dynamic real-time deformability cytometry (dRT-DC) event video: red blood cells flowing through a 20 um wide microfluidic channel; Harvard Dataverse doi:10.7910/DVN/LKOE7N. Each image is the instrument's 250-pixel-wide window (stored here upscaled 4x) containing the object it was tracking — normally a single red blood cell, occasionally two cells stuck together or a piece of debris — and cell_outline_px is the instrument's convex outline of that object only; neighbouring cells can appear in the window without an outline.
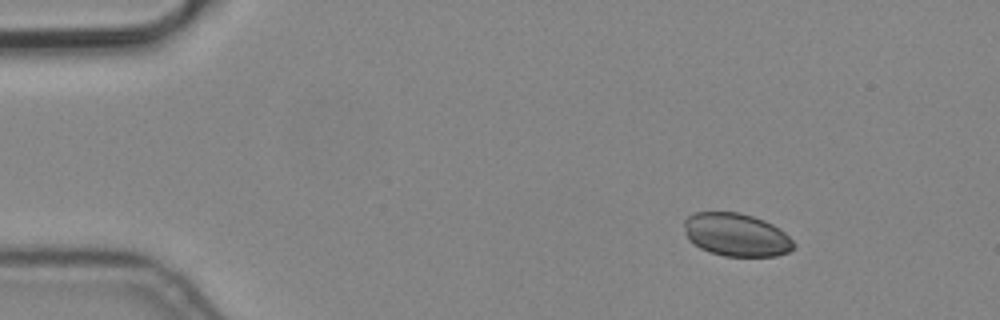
{"species": "common noctule bat (a hibernating species)", "species_latin": "Nyctalus noctula", "temperature_condition": "cold", "stored_images_in_passage": 4, "camera_frame_rate_fps": 3000, "um_per_image_px": 0.085, "animal": {"sex": "male", "body_mass_g": 19.2, "forearm_length_mm": 51.8}, "frame": {"image": 1, "passage_image": 2, "time_ms": 0.333, "image_size_px": [1000, 320], "cell_outline_px": [[796, 248], [788, 252], [776, 256], [724, 256], [700, 248], [692, 244], [688, 240], [684, 232], [684, 220], [688, 216], [696, 212], [740, 212], [764, 220], [780, 228], [796, 244]], "centroid_in_image_um": [62.58, 19.96], "position_along_channel_um": 22.4, "area_um2": 27.69}}